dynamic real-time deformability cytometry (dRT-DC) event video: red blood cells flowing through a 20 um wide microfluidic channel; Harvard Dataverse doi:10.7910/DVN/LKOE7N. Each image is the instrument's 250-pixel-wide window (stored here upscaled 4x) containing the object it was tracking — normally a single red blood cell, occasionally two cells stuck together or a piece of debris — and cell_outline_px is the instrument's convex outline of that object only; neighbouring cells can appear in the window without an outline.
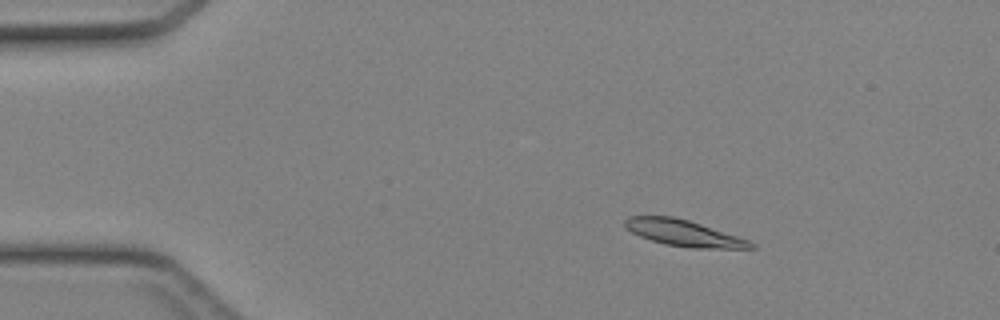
{"species": "Egyptian fruit bat (a non-hibernating species)", "species_latin": "Rousettus aegyptiacus", "temperature_condition": "cold", "stored_images_in_passage": 42, "camera_frame_rate_fps": 3000, "um_per_image_px": 0.085, "animal": {"sex": "female"}, "frame": {"image": 1, "passage_image": 5, "time_ms": 1.333, "image_size_px": [1000, 320], "cell_outline_px": [[756, 248], [692, 248], [664, 244], [640, 236], [624, 228], [624, 220], [628, 216], [672, 216], [688, 220], [748, 240], [756, 244]], "centroid_in_image_um": [58.07, 19.81], "position_along_channel_um": 26.9, "area_um2": 19.02}}
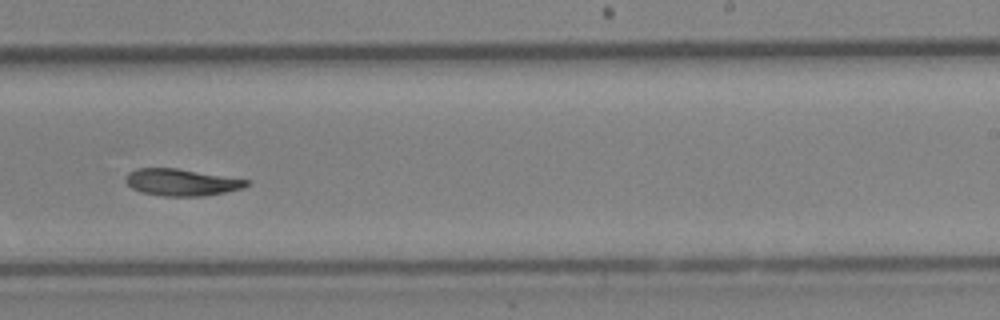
{"frame": {"image": 2, "passage_image": 26, "time_ms": 8.333, "image_size_px": [1000, 320], "cell_outline_px": [[248, 184], [244, 188], [204, 196], [164, 196], [140, 192], [132, 188], [124, 180], [128, 172], [136, 168], [176, 168], [248, 180]], "centroid_in_image_um": [15.38, 15.5], "position_along_channel_um": 273.6, "area_um2": 18.79}}
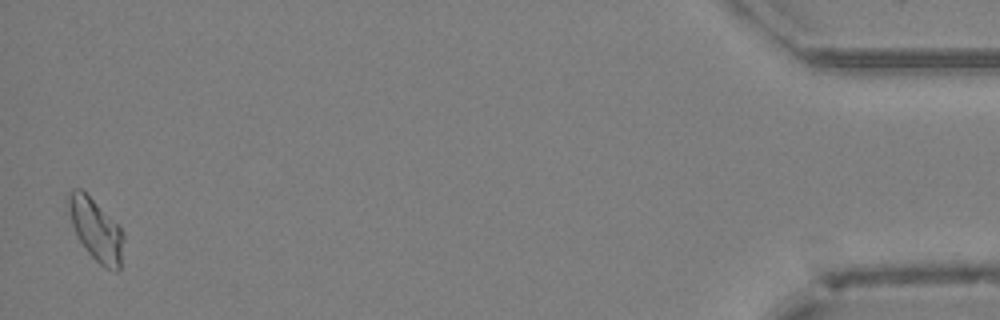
{"frame": {"image": 3, "passage_image": 42, "time_ms": 13.667, "image_size_px": [1000, 320], "cell_outline_px": [[124, 240], [120, 272], [116, 272], [104, 268], [88, 252], [76, 236], [64, 200], [68, 192], [72, 188], [80, 188], [120, 224], [124, 236]], "centroid_in_image_um": [8.15, 19.51], "position_along_channel_um": 427.1, "area_um2": 20.58}}